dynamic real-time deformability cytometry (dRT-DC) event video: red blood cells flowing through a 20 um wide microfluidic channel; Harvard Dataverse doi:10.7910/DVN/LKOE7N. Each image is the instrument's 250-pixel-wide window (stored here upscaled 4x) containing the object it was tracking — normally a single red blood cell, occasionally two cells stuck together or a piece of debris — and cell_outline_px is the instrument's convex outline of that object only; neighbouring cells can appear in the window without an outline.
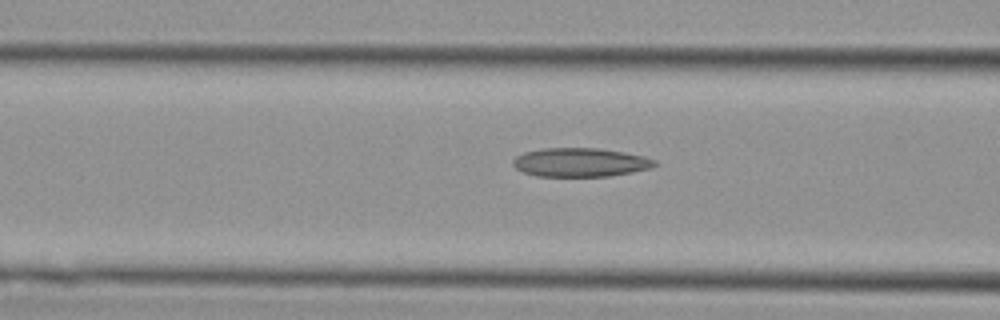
{"species": "Egyptian fruit bat (a non-hibernating species)", "species_latin": "Rousettus aegyptiacus", "temperature_condition": "cold", "stored_images_in_passage": 35, "camera_frame_rate_fps": 3000, "um_per_image_px": 0.085, "animal": {"sex": "female"}, "frame": {"image": 1, "passage_image": 16, "time_ms": 5.0, "image_size_px": [1000, 320], "cell_outline_px": [[656, 164], [652, 168], [632, 172], [608, 176], [536, 176], [524, 172], [516, 168], [512, 164], [512, 160], [516, 156], [524, 152], [544, 148], [600, 148], [624, 152], [644, 156], [656, 160]], "centroid_in_image_um": [49.33, 13.79], "position_along_channel_um": 117.3, "area_um2": 23.81}}
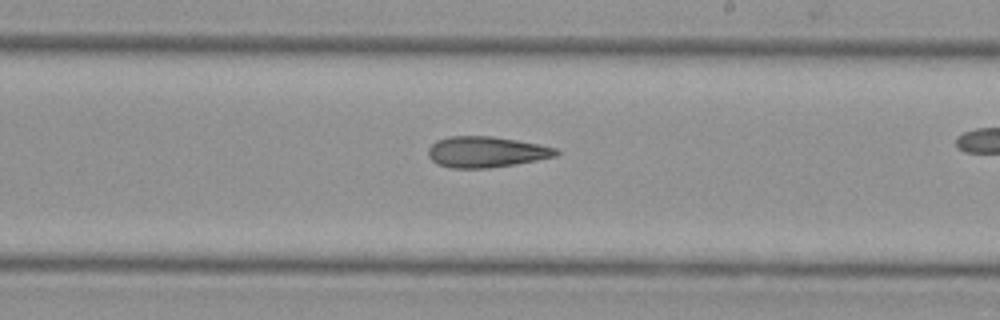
{"frame": {"image": 2, "passage_image": 25, "time_ms": 8.0, "image_size_px": [1000, 320], "cell_outline_px": [[560, 152], [556, 156], [516, 164], [488, 168], [448, 168], [436, 164], [428, 156], [428, 148], [436, 140], [448, 136], [492, 136], [540, 144], [556, 148]], "centroid_in_image_um": [41.29, 12.91], "position_along_channel_um": 247.7, "area_um2": 23.18}}
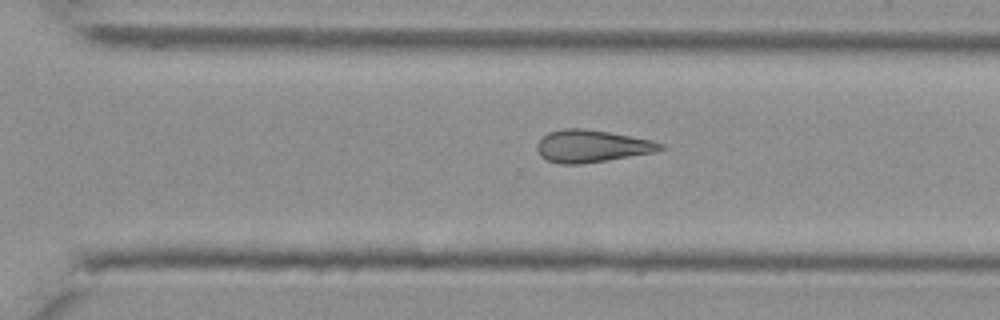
{"frame": {"image": 3, "passage_image": 30, "time_ms": 9.667, "image_size_px": [1000, 320], "cell_outline_px": [[664, 148], [656, 152], [608, 160], [580, 164], [560, 164], [548, 160], [540, 156], [536, 148], [536, 144], [548, 132], [564, 128], [584, 128], [608, 132], [652, 140], [664, 144]], "centroid_in_image_um": [50.29, 12.42], "position_along_channel_um": 320.3, "area_um2": 23.24}}